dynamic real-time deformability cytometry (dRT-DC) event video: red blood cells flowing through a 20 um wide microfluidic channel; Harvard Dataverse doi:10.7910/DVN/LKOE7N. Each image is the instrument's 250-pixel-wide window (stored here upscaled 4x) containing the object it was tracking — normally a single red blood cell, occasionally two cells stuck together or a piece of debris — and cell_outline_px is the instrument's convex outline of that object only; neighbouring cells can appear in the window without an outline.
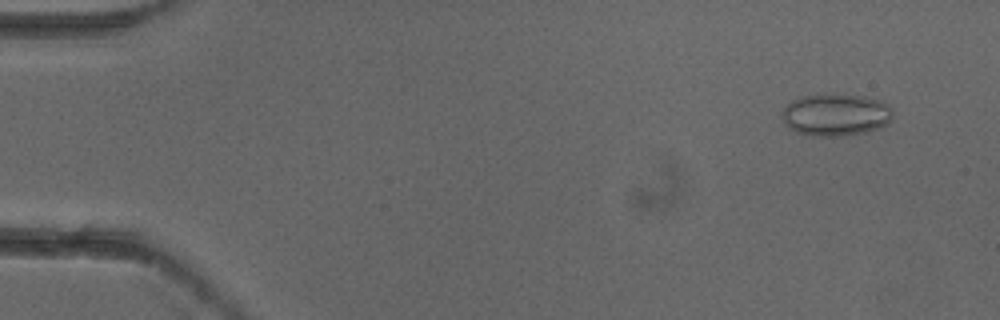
{"species": "common noctule bat (a hibernating species)", "species_latin": "Nyctalus noctula", "temperature_condition": "cold", "stored_images_in_passage": 5, "camera_frame_rate_fps": 3000, "um_per_image_px": 0.085, "animal": {"sex": "female"}, "frame": {"image": 1, "passage_image": 5, "time_ms": 1.333, "image_size_px": [1000, 320], "cell_outline_px": [[892, 120], [888, 124], [864, 132], [836, 136], [808, 136], [796, 132], [788, 128], [784, 124], [780, 112], [792, 100], [800, 96], [816, 92], [864, 96], [884, 100], [892, 108]], "centroid_in_image_um": [71.0, 9.72], "position_along_channel_um": 14.0, "area_um2": 28.03}}